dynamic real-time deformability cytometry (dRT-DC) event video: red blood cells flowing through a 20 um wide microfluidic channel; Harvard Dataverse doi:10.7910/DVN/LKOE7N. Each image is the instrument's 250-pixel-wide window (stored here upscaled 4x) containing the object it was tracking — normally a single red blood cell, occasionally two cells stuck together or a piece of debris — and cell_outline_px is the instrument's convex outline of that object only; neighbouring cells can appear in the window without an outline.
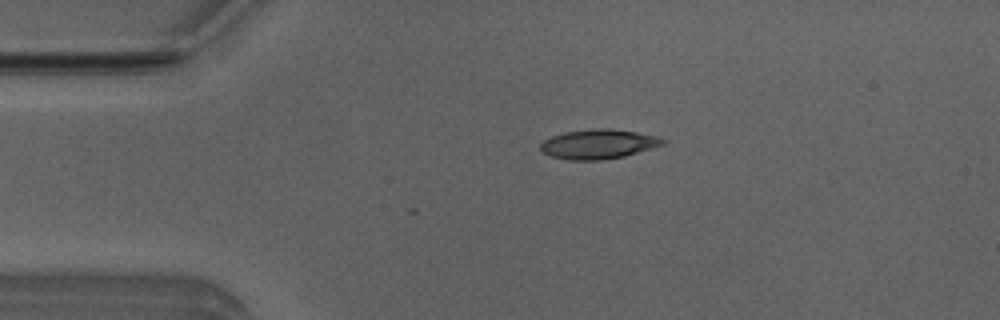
{"species": "Egyptian fruit bat (a non-hibernating species)", "species_latin": "Rousettus aegyptiacus", "temperature_condition": "room temperature", "stored_images_in_passage": 4, "camera_frame_rate_fps": 3000, "um_per_image_px": 0.085, "animal": {"sex": "male"}, "frame": {"image": 1, "passage_image": 3, "time_ms": 0.667, "image_size_px": [1000, 320], "cell_outline_px": [[668, 140], [664, 144], [624, 156], [600, 160], [568, 160], [552, 156], [544, 152], [540, 148], [540, 144], [544, 140], [552, 136], [564, 132], [596, 128], [608, 128], [636, 132], [660, 136]], "centroid_in_image_um": [50.89, 12.24], "position_along_channel_um": 34.1, "area_um2": 20.98}}